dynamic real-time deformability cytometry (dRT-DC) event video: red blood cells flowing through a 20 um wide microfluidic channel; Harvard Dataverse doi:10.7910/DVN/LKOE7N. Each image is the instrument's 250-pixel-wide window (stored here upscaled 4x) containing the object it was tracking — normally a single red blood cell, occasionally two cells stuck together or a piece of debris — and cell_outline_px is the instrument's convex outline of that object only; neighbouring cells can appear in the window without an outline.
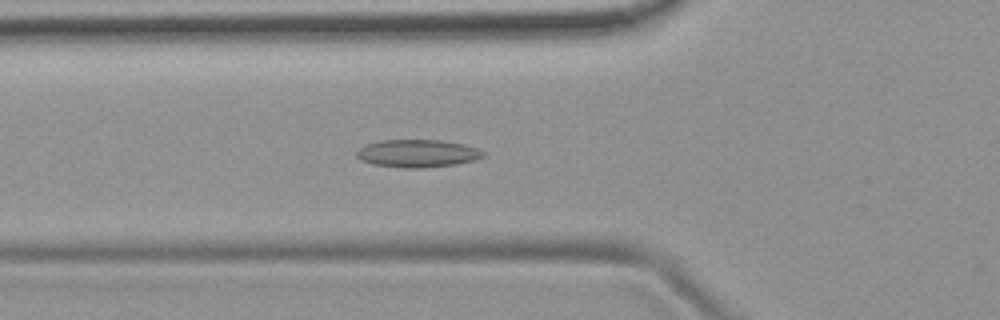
{"species": "common noctule bat (a hibernating species)", "species_latin": "Nyctalus noctula", "temperature_condition": "room temperature", "stored_images_in_passage": 53, "camera_frame_rate_fps": 3000, "um_per_image_px": 0.085, "animal": {"sex": "female", "body_mass_g": 19.9}, "frame": {"image": 1, "passage_image": 18, "time_ms": 5.667, "image_size_px": [1000, 320], "cell_outline_px": [[484, 156], [472, 160], [456, 164], [424, 168], [400, 168], [372, 164], [360, 160], [356, 156], [356, 152], [360, 148], [368, 144], [380, 140], [440, 140], [464, 144], [476, 148], [484, 152]], "centroid_in_image_um": [35.45, 13.05], "position_along_channel_um": 90.3, "area_um2": 20.4}}
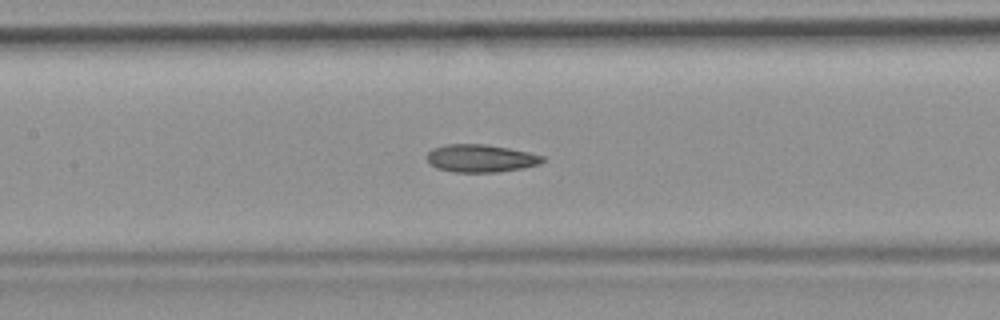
{"frame": {"image": 2, "passage_image": 24, "time_ms": 7.667, "image_size_px": [1000, 320], "cell_outline_px": [[544, 160], [540, 164], [524, 168], [500, 172], [456, 172], [436, 168], [428, 160], [428, 152], [432, 148], [448, 144], [484, 144], [508, 148], [528, 152], [544, 156]], "centroid_in_image_um": [40.89, 13.46], "position_along_channel_um": 166.5, "area_um2": 18.61}}
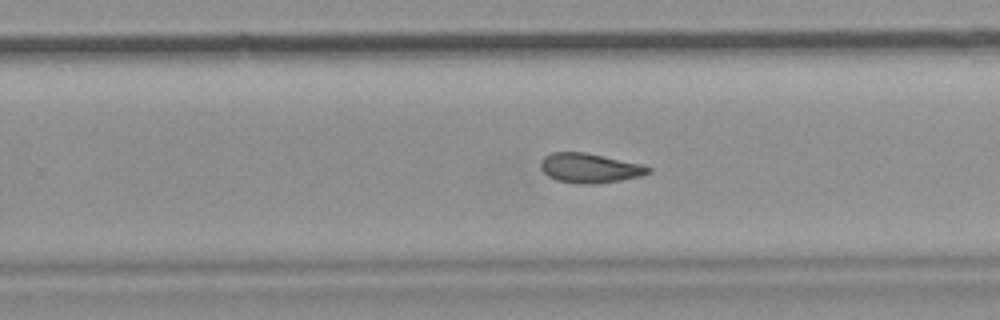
{"frame": {"image": 3, "passage_image": 33, "time_ms": 10.667, "image_size_px": [1000, 320], "cell_outline_px": [[652, 172], [640, 176], [620, 180], [588, 184], [580, 184], [556, 180], [548, 176], [540, 168], [540, 160], [544, 156], [552, 152], [584, 152], [640, 164], [652, 168]], "centroid_in_image_um": [50.08, 14.28], "position_along_channel_um": 279.7, "area_um2": 18.38}, "authors_computed_cell_mechanics": {"area_um2": 19.1896, "velocity_mm_per_s": 3.7928, "shape_relaxation_time_tau1_ms": null, "shape_relaxation_time_tau2_ms": 3.9771, "deformation_change_tau1": null, "deformation_change_tau2": 0.1123}}